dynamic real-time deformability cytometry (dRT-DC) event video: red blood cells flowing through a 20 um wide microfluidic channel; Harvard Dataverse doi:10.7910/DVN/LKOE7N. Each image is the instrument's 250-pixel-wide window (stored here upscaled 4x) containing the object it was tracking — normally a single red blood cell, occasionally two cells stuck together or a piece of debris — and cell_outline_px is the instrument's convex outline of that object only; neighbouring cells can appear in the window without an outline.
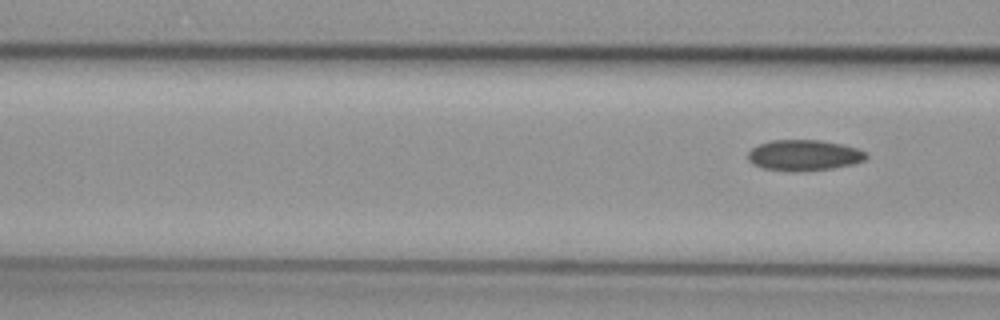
{"species": "common noctule bat (a hibernating species)", "species_latin": "Nyctalus noctula", "temperature_condition": "cold", "stored_images_in_passage": 3, "camera_frame_rate_fps": 3000, "um_per_image_px": 0.085, "animal": {"sex": "female", "body_mass_g": 29.2, "forearm_length_mm": 56.3}, "frame": {"image": 1, "passage_image": 3, "time_ms": 0.667, "image_size_px": [1000, 320], "cell_outline_px": [[868, 156], [864, 160], [852, 164], [832, 168], [800, 172], [788, 172], [764, 168], [752, 164], [748, 160], [748, 152], [752, 148], [760, 144], [772, 140], [820, 140], [840, 144], [856, 148], [868, 152]], "centroid_in_image_um": [68.33, 13.21], "position_along_channel_um": 98.3, "area_um2": 21.33}}